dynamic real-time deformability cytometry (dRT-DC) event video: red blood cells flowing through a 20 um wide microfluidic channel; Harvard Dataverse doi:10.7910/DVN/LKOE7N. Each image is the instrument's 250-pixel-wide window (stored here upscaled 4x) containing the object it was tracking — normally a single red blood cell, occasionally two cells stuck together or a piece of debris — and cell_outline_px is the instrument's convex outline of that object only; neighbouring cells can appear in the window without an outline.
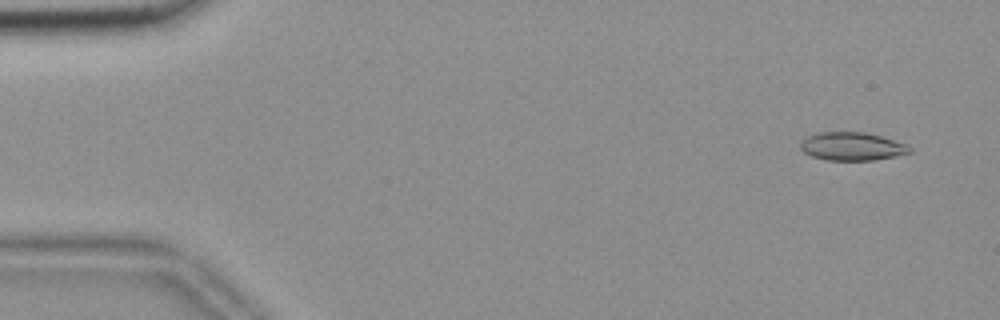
{"species": "common noctule bat (a hibernating species)", "species_latin": "Nyctalus noctula", "temperature_condition": "room temperature", "stored_images_in_passage": 54, "camera_frame_rate_fps": 3000, "um_per_image_px": 0.085, "animal": {"sex": "female", "body_mass_g": 18.4}, "frame": {"image": 1, "passage_image": 4, "time_ms": 1.0, "image_size_px": [1000, 320], "cell_outline_px": [[912, 152], [896, 156], [872, 160], [828, 160], [812, 156], [804, 152], [800, 148], [800, 140], [816, 132], [864, 132], [880, 136], [908, 144], [912, 148]], "centroid_in_image_um": [72.42, 12.44], "position_along_channel_um": 12.6, "area_um2": 18.03}}
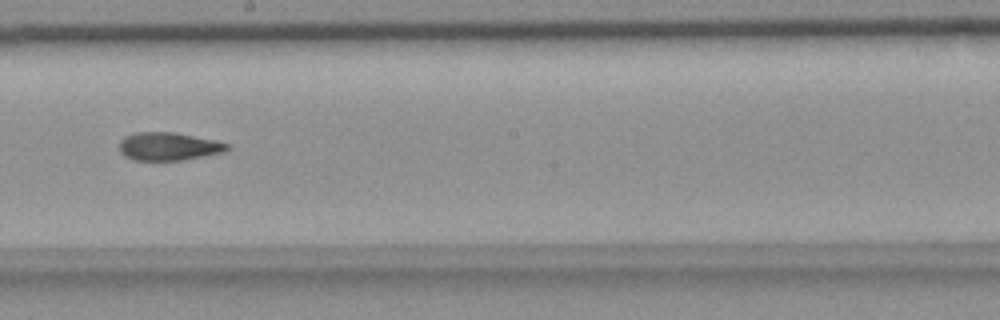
{"frame": {"image": 2, "passage_image": 32, "time_ms": 10.333, "image_size_px": [1000, 320], "cell_outline_px": [[232, 148], [224, 152], [184, 160], [132, 160], [124, 156], [120, 152], [120, 140], [124, 136], [136, 132], [172, 132], [216, 140], [232, 144]], "centroid_in_image_um": [14.36, 12.44], "position_along_channel_um": 233.8, "area_um2": 17.86}}
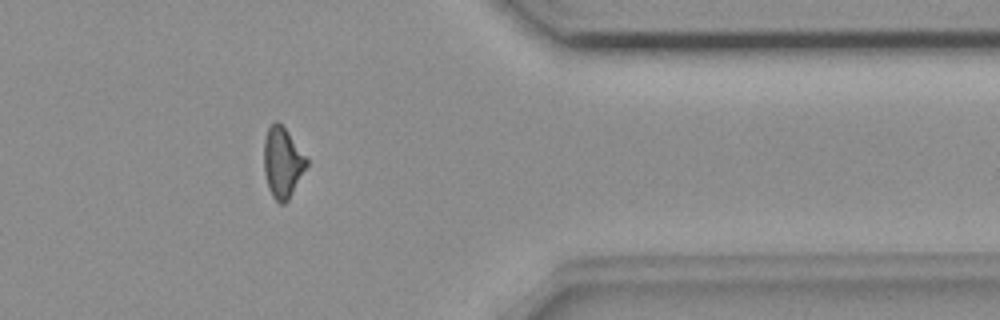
{"frame": {"image": 3, "passage_image": 46, "time_ms": 15.0, "image_size_px": [1000, 320], "cell_outline_px": [[308, 164], [288, 200], [284, 204], [280, 204], [272, 196], [268, 188], [264, 172], [264, 140], [268, 128], [276, 120], [288, 132], [308, 160]], "centroid_in_image_um": [24.0, 13.83], "position_along_channel_um": 387.4, "area_um2": 17.28}, "authors_computed_cell_mechanics": {"area_um2": 18.1203, "velocity_mm_per_s": 3.6589, "shape_relaxation_time_tau1_ms": null, "shape_relaxation_time_tau2_ms": 4.7715, "deformation_change_tau1": null, "deformation_change_tau2": 0.1338}}